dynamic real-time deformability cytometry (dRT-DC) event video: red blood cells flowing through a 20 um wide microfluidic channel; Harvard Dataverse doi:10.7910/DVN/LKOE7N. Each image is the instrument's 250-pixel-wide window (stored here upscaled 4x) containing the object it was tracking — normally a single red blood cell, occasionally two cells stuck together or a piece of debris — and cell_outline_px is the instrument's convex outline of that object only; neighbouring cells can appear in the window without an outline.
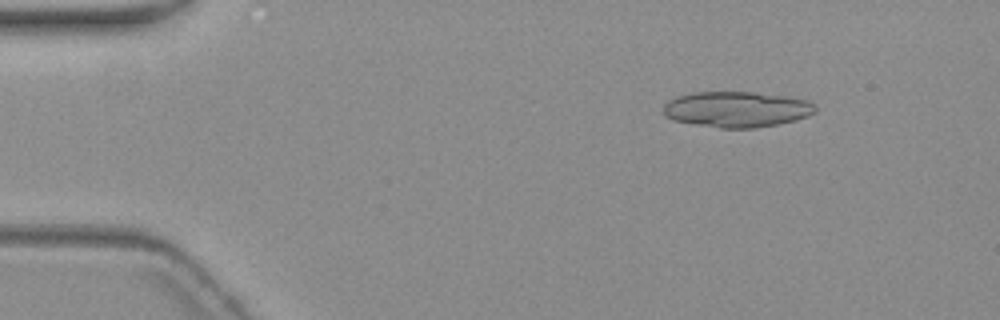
{"species": "common noctule bat (a hibernating species)", "species_latin": "Nyctalus noctula", "temperature_condition": "warm", "stored_images_in_passage": 4, "camera_frame_rate_fps": 3000, "um_per_image_px": 0.085, "animal": {"sex": "female", "body_mass_g": 19.3, "forearm_length_mm": 54.1}, "frame": {"image": 1, "passage_image": 2, "time_ms": 1.0, "image_size_px": [1000, 320], "cell_outline_px": [[816, 112], [808, 116], [796, 120], [756, 128], [720, 128], [672, 120], [664, 116], [664, 104], [668, 100], [676, 96], [692, 92], [752, 92], [784, 96], [808, 100], [816, 104]], "centroid_in_image_um": [62.62, 9.29], "position_along_channel_um": 22.4, "area_um2": 31.79}}